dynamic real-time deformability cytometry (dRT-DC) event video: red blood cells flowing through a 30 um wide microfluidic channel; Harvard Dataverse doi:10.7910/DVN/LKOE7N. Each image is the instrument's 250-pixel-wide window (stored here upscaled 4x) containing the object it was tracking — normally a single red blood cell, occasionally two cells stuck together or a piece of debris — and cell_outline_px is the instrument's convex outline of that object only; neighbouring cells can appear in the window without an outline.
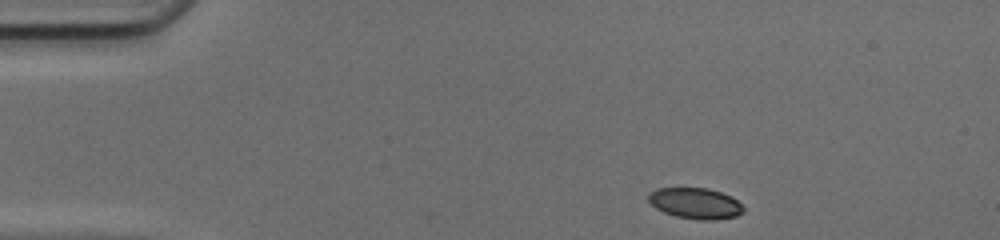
{"species": "common noctule bat (a hibernating species)", "species_latin": "Nyctalus noctula", "temperature_condition": "cold", "stored_images_in_passage": 42, "camera_frame_rate_fps": 3000, "um_per_image_px": 0.085, "animal": {"sex": "female", "body_mass_g": 17.0, "forearm_length_mm": 48.0}, "frame": {"image": 1, "passage_image": 1, "time_ms": 0.0, "image_size_px": [1000, 240], "cell_outline_px": [[744, 212], [736, 216], [712, 220], [700, 220], [676, 216], [664, 212], [656, 208], [648, 200], [648, 192], [656, 188], [708, 188], [732, 196], [744, 208]], "centroid_in_image_um": [59.1, 17.27], "position_along_channel_um": 25.9, "area_um2": 17.11}}
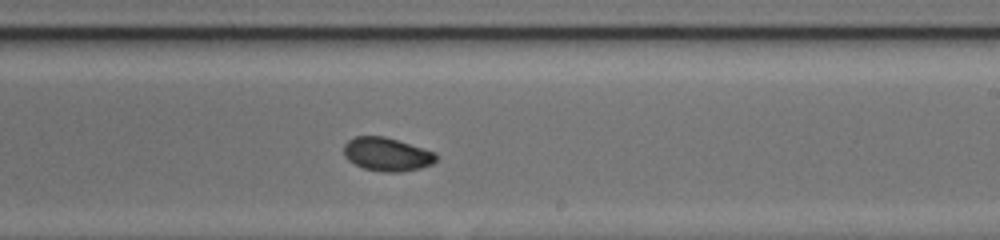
{"frame": {"image": 2, "passage_image": 23, "time_ms": 7.333, "image_size_px": [1000, 240], "cell_outline_px": [[436, 160], [432, 164], [420, 168], [400, 172], [384, 172], [364, 168], [348, 160], [344, 156], [344, 144], [348, 140], [356, 136], [384, 136], [436, 152]], "centroid_in_image_um": [32.88, 13.11], "position_along_channel_um": 256.1, "area_um2": 17.92}}
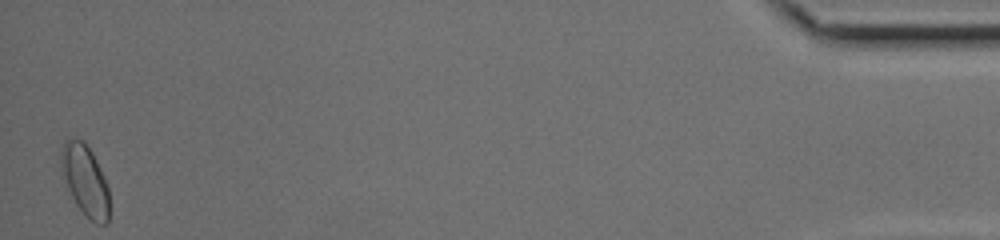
{"frame": {"image": 3, "passage_image": 42, "time_ms": 13.667, "image_size_px": [1000, 240], "cell_outline_px": [[108, 224], [96, 224], [76, 204], [68, 188], [60, 164], [60, 148], [64, 140], [68, 136], [84, 140], [92, 152], [104, 176], [108, 188]], "centroid_in_image_um": [7.22, 15.24], "position_along_channel_um": 428.0, "area_um2": 19.83}, "authors_computed_cell_mechanics": {"area_um2": 18.1781, "velocity_mm_per_s": 4.1848, "shape_relaxation_time_tau1_ms": 4.3657, "shape_relaxation_time_tau2_ms": 1.7338, "deformation_change_tau1": 0.1136, "deformation_change_tau2": 0.0448}}